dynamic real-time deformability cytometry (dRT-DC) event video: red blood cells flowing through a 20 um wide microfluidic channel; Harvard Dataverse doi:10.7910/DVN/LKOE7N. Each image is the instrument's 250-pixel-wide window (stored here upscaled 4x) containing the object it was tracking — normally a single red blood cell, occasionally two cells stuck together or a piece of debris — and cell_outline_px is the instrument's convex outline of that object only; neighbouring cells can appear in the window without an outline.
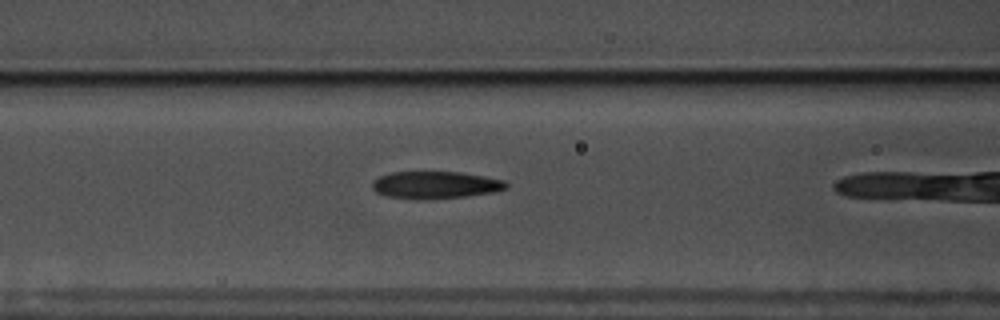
{"species": "common noctule bat (a hibernating species)", "species_latin": "Nyctalus noctula", "temperature_condition": "warm", "stored_images_in_passage": 10, "camera_frame_rate_fps": 3000, "um_per_image_px": 0.085, "animal": {"sex": "male", "body_mass_g": 17.5, "forearm_length_mm": 52.3}, "frame": {"image": 1, "passage_image": 9, "time_ms": 2.667, "image_size_px": [1000, 320], "cell_outline_px": [[508, 188], [496, 192], [464, 196], [424, 200], [416, 200], [388, 196], [376, 192], [372, 188], [372, 184], [380, 176], [388, 172], [460, 172], [484, 176], [504, 180], [508, 184]], "centroid_in_image_um": [37.03, 15.73], "position_along_channel_um": 129.6, "area_um2": 21.39}}